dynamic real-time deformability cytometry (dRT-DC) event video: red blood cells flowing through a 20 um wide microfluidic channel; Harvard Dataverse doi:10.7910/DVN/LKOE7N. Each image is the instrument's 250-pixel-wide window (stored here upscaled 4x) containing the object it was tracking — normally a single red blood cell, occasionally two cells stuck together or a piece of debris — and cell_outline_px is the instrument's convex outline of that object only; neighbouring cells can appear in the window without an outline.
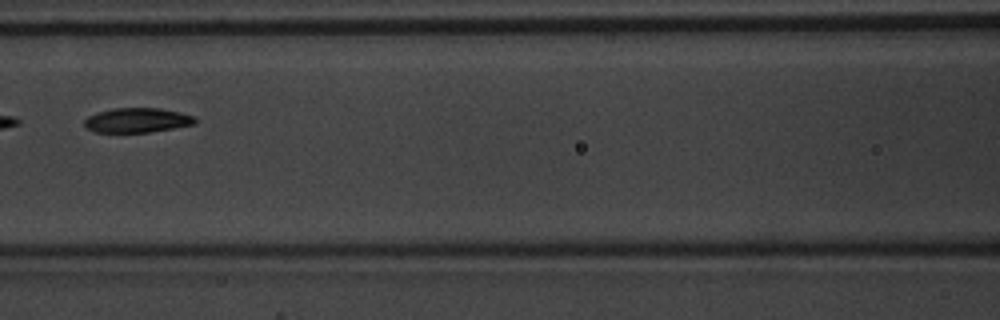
{"species": "common noctule bat (a hibernating species)", "species_latin": "Nyctalus noctula", "temperature_condition": "warm", "stored_images_in_passage": 7, "camera_frame_rate_fps": 3000, "um_per_image_px": 0.085, "animal": {"sex": "male", "body_mass_g": 20.1, "forearm_length_mm": 53.5}, "frame": {"image": 1, "passage_image": 5, "time_ms": 1.333, "image_size_px": [1000, 320], "cell_outline_px": [[196, 124], [148, 132], [92, 132], [84, 128], [84, 120], [88, 116], [112, 108], [160, 108], [180, 112], [192, 116], [196, 120]], "centroid_in_image_um": [11.62, 10.22], "position_along_channel_um": 155.0, "area_um2": 15.84}}
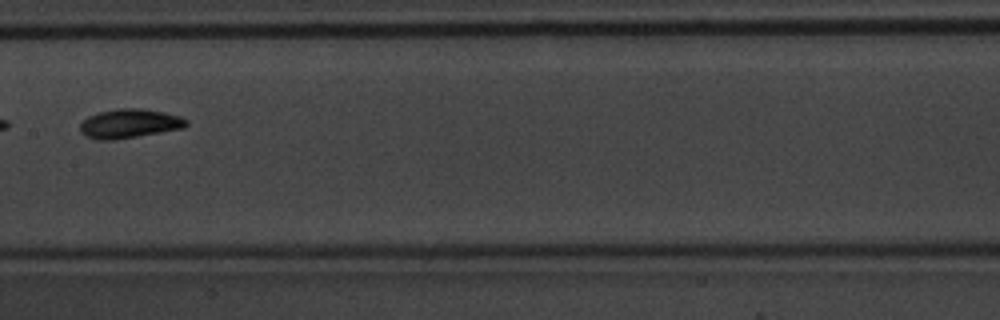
{"frame": {"image": 2, "passage_image": 6, "time_ms": 1.667, "image_size_px": [1000, 320], "cell_outline_px": [[188, 124], [184, 128], [112, 140], [96, 140], [84, 136], [80, 132], [80, 124], [88, 116], [100, 112], [116, 108], [140, 108], [164, 112], [180, 116], [188, 120]], "centroid_in_image_um": [10.98, 10.5], "position_along_channel_um": 196.4, "area_um2": 18.03}}